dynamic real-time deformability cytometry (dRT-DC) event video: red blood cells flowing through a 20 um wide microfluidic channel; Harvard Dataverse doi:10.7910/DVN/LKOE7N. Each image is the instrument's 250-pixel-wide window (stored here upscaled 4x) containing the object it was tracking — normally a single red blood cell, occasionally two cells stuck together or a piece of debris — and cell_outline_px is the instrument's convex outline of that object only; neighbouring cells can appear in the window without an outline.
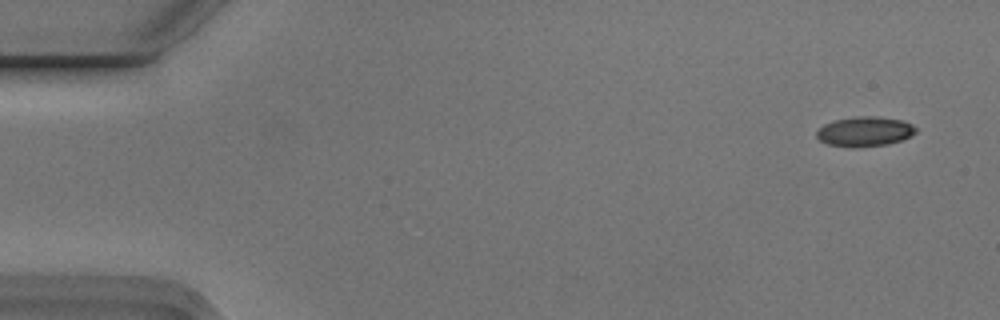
{"species": "Egyptian fruit bat (a non-hibernating species)", "species_latin": "Rousettus aegyptiacus", "temperature_condition": "cold", "stored_images_in_passage": 3, "segment_of_instrument_passage": [2, 2], "camera_frame_rate_fps": 3000, "um_per_image_px": 0.085, "animal": {"sex": "male"}, "frame": {"image": 1, "passage_image": 3, "time_ms": 0.667, "image_size_px": [1000, 320], "cell_outline_px": [[916, 132], [912, 136], [888, 144], [828, 144], [820, 140], [816, 136], [816, 132], [824, 124], [836, 120], [856, 116], [872, 116], [900, 120], [912, 124], [916, 128]], "centroid_in_image_um": [73.54, 11.12], "position_along_channel_um": 11.5, "area_um2": 16.24}}